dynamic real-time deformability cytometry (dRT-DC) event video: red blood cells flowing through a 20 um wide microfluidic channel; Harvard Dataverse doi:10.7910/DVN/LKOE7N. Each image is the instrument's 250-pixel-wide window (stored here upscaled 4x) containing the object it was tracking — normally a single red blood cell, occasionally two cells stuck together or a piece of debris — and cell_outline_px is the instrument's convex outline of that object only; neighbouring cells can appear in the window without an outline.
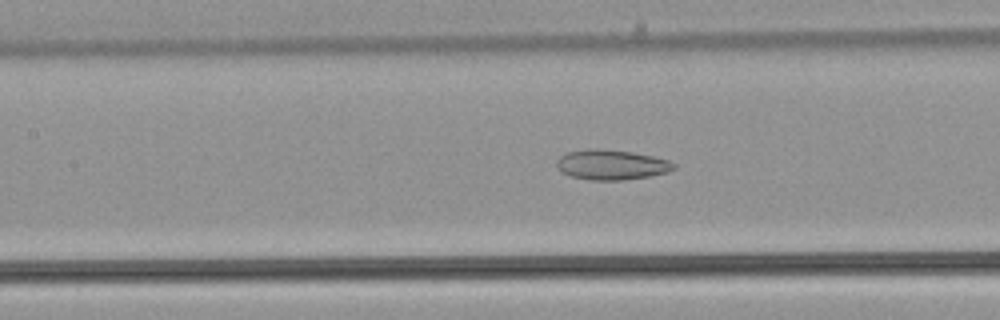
{"species": "common noctule bat (a hibernating species)", "species_latin": "Nyctalus noctula", "temperature_condition": "warm", "stored_images_in_passage": 46, "camera_frame_rate_fps": 3000, "um_per_image_px": 0.085, "animal": {"sex": "male", "body_mass_g": 21.5, "forearm_length_mm": 52.0}, "frame": {"image": 1, "passage_image": 23, "time_ms": 7.333, "image_size_px": [1000, 320], "cell_outline_px": [[676, 168], [668, 172], [652, 176], [624, 180], [588, 180], [572, 176], [560, 172], [556, 168], [556, 160], [560, 156], [568, 152], [588, 148], [600, 148], [632, 152], [652, 156], [668, 160], [676, 164]], "centroid_in_image_um": [51.96, 14.0], "position_along_channel_um": 155.4, "area_um2": 20.81}}
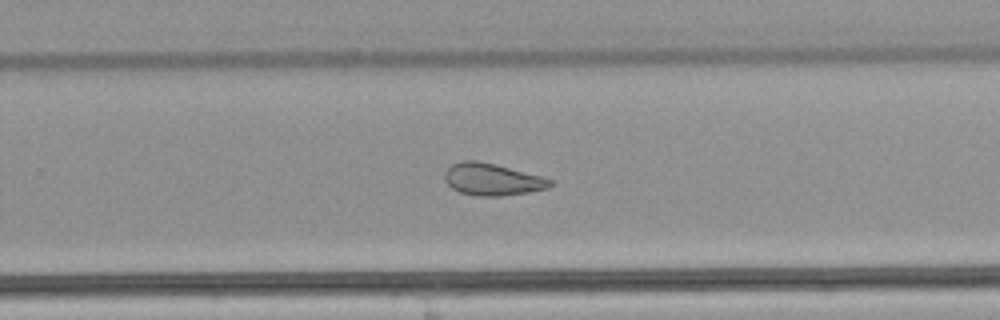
{"frame": {"image": 2, "passage_image": 33, "time_ms": 10.667, "image_size_px": [1000, 320], "cell_outline_px": [[552, 184], [548, 188], [528, 192], [500, 196], [476, 196], [460, 192], [452, 188], [444, 180], [444, 172], [452, 164], [464, 160], [476, 160], [496, 164], [540, 176], [552, 180]], "centroid_in_image_um": [41.8, 15.25], "position_along_channel_um": 288.0, "area_um2": 19.59}}
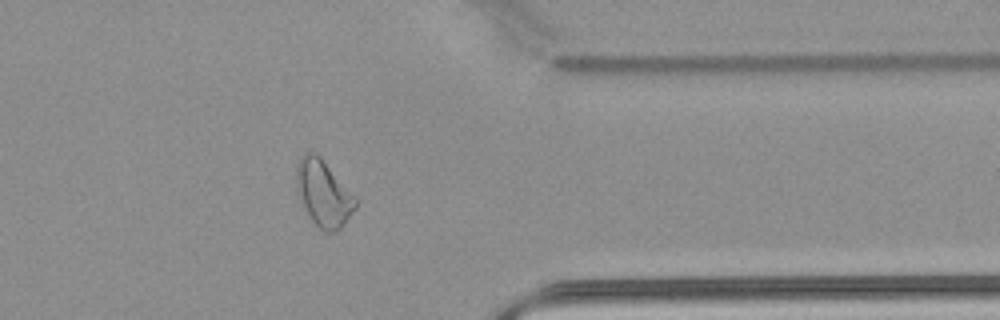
{"frame": {"image": 3, "passage_image": 41, "time_ms": 13.333, "image_size_px": [1000, 320], "cell_outline_px": [[360, 200], [356, 208], [344, 224], [340, 228], [332, 232], [324, 232], [312, 220], [300, 204], [296, 188], [296, 164], [300, 156], [308, 152], [316, 152], [320, 156]], "centroid_in_image_um": [27.5, 16.42], "position_along_channel_um": 383.9, "area_um2": 23.29}, "authors_computed_cell_mechanics": {"area_um2": 22.9466, "velocity_mm_per_s": 3.9873, "shape_relaxation_time_tau1_ms": null, "shape_relaxation_time_tau2_ms": 2.9304, "deformation_change_tau1": null, "deformation_change_tau2": 0.1091}}